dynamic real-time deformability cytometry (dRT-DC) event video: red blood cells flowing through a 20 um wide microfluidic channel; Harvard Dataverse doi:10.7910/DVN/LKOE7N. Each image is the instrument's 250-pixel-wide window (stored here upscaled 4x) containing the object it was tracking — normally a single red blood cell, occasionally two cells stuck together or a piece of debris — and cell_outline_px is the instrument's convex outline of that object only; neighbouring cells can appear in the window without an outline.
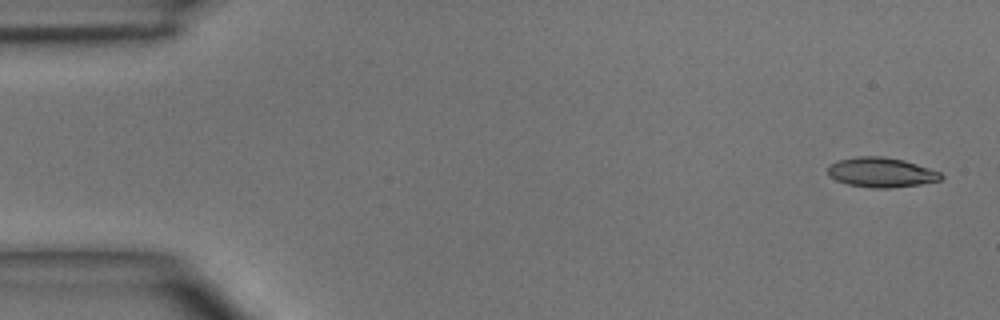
{"species": "common noctule bat (a hibernating species)", "species_latin": "Nyctalus noctula", "temperature_condition": "room temperature", "stored_images_in_passage": 5, "camera_frame_rate_fps": 3000, "um_per_image_px": 0.085, "animal": {"sex": "male", "body_mass_g": 15.6}, "frame": {"image": 1, "passage_image": 1, "time_ms": 0.0, "image_size_px": [1000, 320], "cell_outline_px": [[944, 176], [940, 180], [920, 184], [892, 188], [872, 188], [848, 184], [836, 180], [828, 172], [828, 168], [832, 164], [840, 160], [856, 156], [880, 156], [904, 160], [940, 172]], "centroid_in_image_um": [74.93, 14.65], "position_along_channel_um": 10.1, "area_um2": 19.36}}
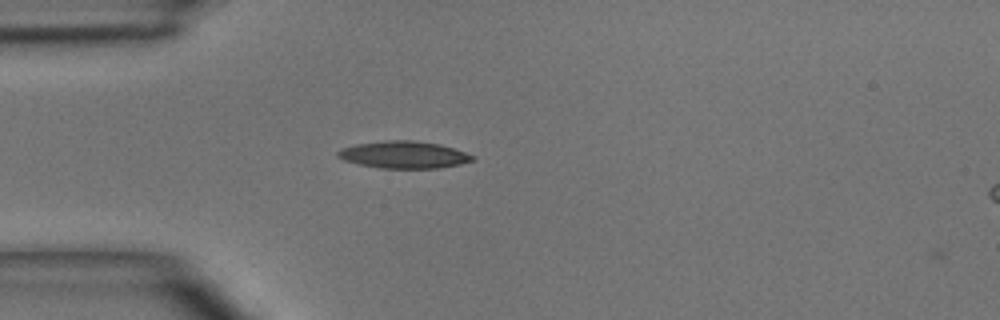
{"frame": {"image": 2, "passage_image": 4, "time_ms": 3.667, "image_size_px": [1000, 320], "cell_outline_px": [[476, 160], [460, 164], [440, 168], [380, 168], [360, 164], [344, 160], [336, 156], [336, 152], [344, 148], [356, 144], [388, 140], [412, 140], [440, 144], [476, 156]], "centroid_in_image_um": [34.36, 13.15], "position_along_channel_um": 50.6, "area_um2": 21.21}}